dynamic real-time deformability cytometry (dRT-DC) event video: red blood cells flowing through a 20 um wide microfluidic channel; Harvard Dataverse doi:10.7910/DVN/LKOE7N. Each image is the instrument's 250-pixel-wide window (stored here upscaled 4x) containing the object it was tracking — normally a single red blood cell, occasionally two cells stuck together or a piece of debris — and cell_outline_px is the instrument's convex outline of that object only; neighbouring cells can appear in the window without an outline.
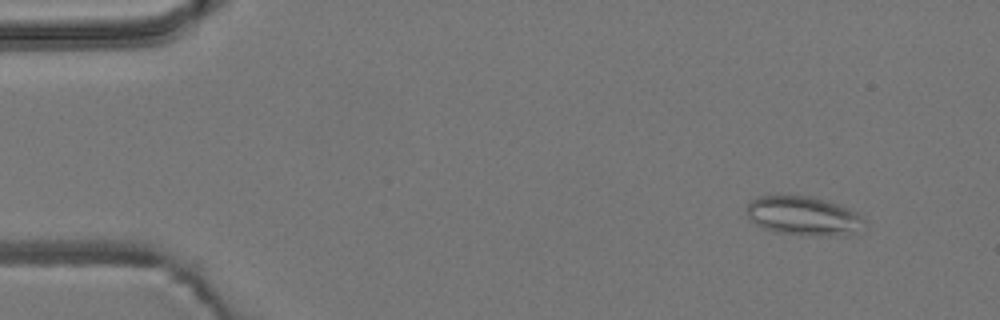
{"species": "common noctule bat (a hibernating species)", "species_latin": "Nyctalus noctula", "temperature_condition": "room temperature", "stored_images_in_passage": 50, "camera_frame_rate_fps": 3000, "um_per_image_px": 0.085, "animal": {"sex": "male", "body_mass_g": 19.2, "forearm_length_mm": 51.8}, "frame": {"image": 1, "passage_image": 2, "time_ms": 0.333, "image_size_px": [1000, 320], "cell_outline_px": [[868, 224], [844, 236], [820, 236], [776, 232], [764, 228], [748, 220], [748, 204], [752, 200], [760, 196], [812, 196], [840, 204], [856, 212]], "centroid_in_image_um": [68.32, 18.36], "position_along_channel_um": 16.7, "area_um2": 26.7}}
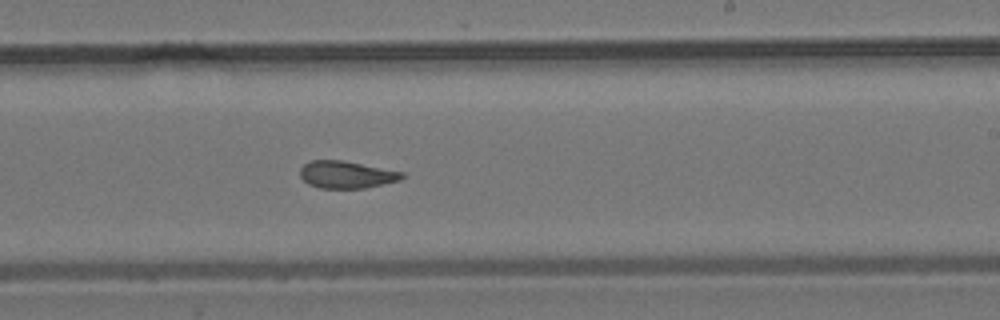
{"frame": {"image": 2, "passage_image": 29, "time_ms": 9.333, "image_size_px": [1000, 320], "cell_outline_px": [[404, 176], [400, 180], [384, 184], [364, 188], [320, 188], [308, 184], [300, 176], [300, 168], [304, 164], [312, 160], [340, 160], [404, 172]], "centroid_in_image_um": [29.43, 14.85], "position_along_channel_um": 259.6, "area_um2": 16.07}}
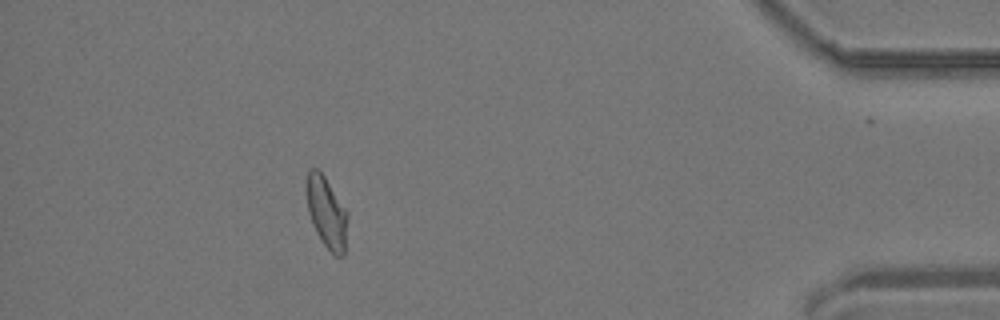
{"frame": {"image": 3, "passage_image": 45, "time_ms": 14.667, "image_size_px": [1000, 320], "cell_outline_px": [[348, 216], [344, 256], [336, 256], [324, 244], [316, 232], [312, 224], [308, 212], [308, 168], [316, 168], [324, 176], [348, 212]], "centroid_in_image_um": [27.79, 18.09], "position_along_channel_um": 407.4, "area_um2": 16.65}, "authors_computed_cell_mechanics": {"area_um2": 17.2244, "velocity_mm_per_s": 3.8162, "shape_relaxation_time_tau1_ms": null, "shape_relaxation_time_tau2_ms": 2.233, "deformation_change_tau1": null, "deformation_change_tau2": 0.0878}}